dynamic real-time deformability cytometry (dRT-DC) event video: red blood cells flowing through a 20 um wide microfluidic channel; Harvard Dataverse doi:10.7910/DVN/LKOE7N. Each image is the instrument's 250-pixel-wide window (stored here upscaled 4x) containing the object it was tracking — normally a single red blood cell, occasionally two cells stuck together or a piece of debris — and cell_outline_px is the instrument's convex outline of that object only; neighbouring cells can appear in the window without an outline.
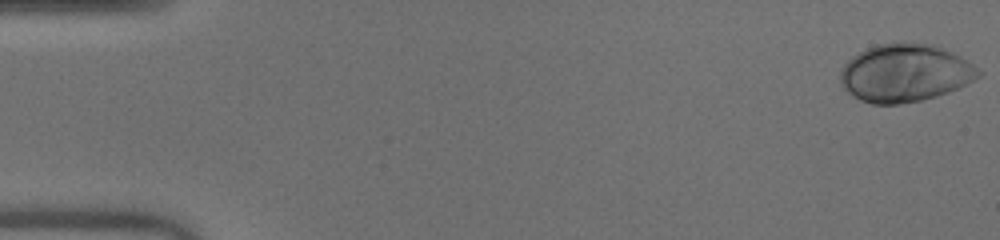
{"species": "human", "species_latin": "Homo sapiens", "temperature_condition": "warm", "stored_images_in_passage": 51, "camera_frame_rate_fps": 3000, "um_per_image_px": 0.085, "donor": {"sex": "male"}, "frame": {"image": 1, "passage_image": 1, "time_ms": 0.0, "image_size_px": [1000, 240], "cell_outline_px": [[980, 76], [948, 92], [936, 96], [920, 100], [900, 104], [872, 104], [860, 100], [852, 96], [840, 84], [840, 72], [844, 64], [852, 56], [868, 48], [880, 44], [924, 44], [940, 48], [952, 52], [960, 56], [972, 64], [980, 72]], "centroid_in_image_um": [76.87, 6.24], "position_along_channel_um": 8.1, "area_um2": 45.66}}
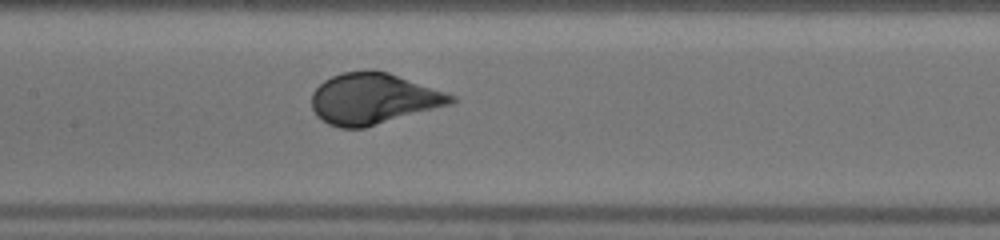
{"frame": {"image": 2, "passage_image": 25, "time_ms": 8.0, "image_size_px": [1000, 240], "cell_outline_px": [[456, 100], [452, 104], [364, 128], [340, 128], [328, 124], [316, 116], [312, 108], [312, 92], [324, 80], [332, 76], [344, 72], [388, 72], [456, 96]], "centroid_in_image_um": [31.72, 8.42], "position_along_channel_um": 175.7, "area_um2": 40.92}}
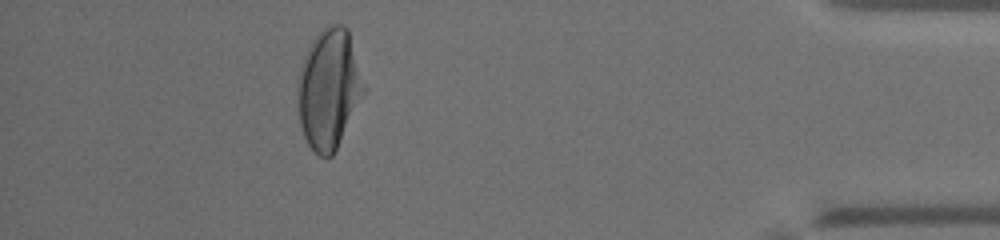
{"frame": {"image": 3, "passage_image": 46, "time_ms": 15.0, "image_size_px": [1000, 240], "cell_outline_px": [[364, 92], [332, 156], [320, 156], [308, 144], [304, 136], [300, 124], [296, 108], [296, 88], [300, 64], [312, 40], [328, 24], [344, 24], [348, 28], [364, 88]], "centroid_in_image_um": [27.89, 7.53], "position_along_channel_um": 407.3, "area_um2": 45.72}, "authors_computed_cell_mechanics": {"area_um2": 42.8298, "velocity_mm_per_s": 4.0236, "shape_relaxation_time_tau1_ms": 3.009, "shape_relaxation_time_tau2_ms": null, "deformation_change_tau1": 0.1847, "deformation_change_tau2": null}}